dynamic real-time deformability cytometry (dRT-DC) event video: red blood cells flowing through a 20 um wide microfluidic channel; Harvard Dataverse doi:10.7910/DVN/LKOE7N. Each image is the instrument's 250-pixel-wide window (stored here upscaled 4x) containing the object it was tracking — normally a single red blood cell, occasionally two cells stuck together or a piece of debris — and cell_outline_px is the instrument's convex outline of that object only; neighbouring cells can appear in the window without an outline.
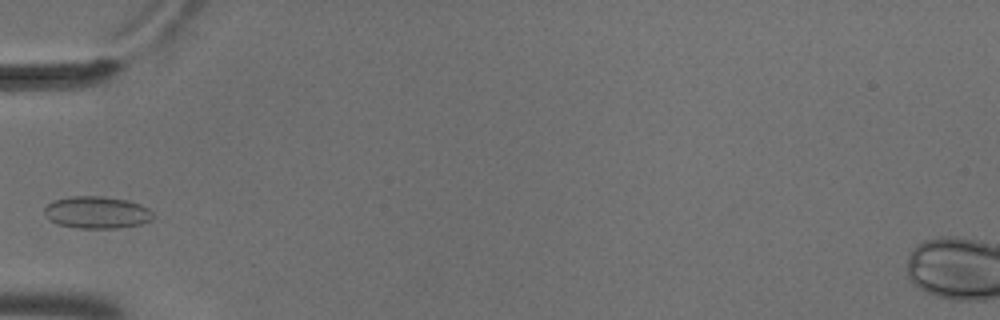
{"species": "common noctule bat (a hibernating species)", "species_latin": "Nyctalus noctula", "temperature_condition": "cold", "stored_images_in_passage": 4, "camera_frame_rate_fps": 3000, "um_per_image_px": 0.085, "animal": {"sex": "male", "body_mass_g": 18.8}, "frame": {"image": 1, "passage_image": 3, "time_ms": 0.667, "image_size_px": [1000, 320], "cell_outline_px": [[152, 220], [140, 224], [116, 228], [80, 228], [60, 224], [44, 216], [44, 208], [52, 200], [68, 196], [100, 196], [128, 200], [140, 204], [148, 208], [152, 212]], "centroid_in_image_um": [8.22, 18.04], "position_along_channel_um": 76.8, "area_um2": 20.29}}